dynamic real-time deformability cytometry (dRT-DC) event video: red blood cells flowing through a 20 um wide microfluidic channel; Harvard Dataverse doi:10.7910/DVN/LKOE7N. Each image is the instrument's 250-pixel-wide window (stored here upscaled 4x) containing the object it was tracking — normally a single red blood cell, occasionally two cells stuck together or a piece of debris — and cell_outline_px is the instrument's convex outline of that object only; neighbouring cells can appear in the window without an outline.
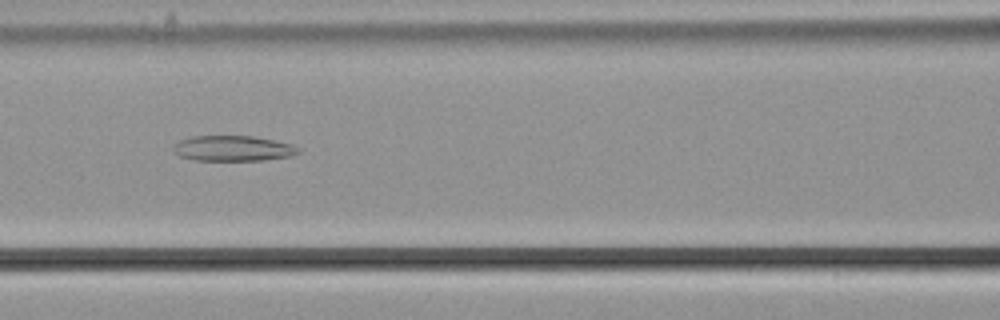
{"species": "common noctule bat (a hibernating species)", "species_latin": "Nyctalus noctula", "temperature_condition": "cold", "stored_images_in_passage": 55, "camera_frame_rate_fps": 3000, "um_per_image_px": 0.085, "animal": {"sex": "male", "body_mass_g": 21.5, "forearm_length_mm": 52.0}, "frame": {"image": 1, "passage_image": 24, "time_ms": 7.667, "image_size_px": [1000, 320], "cell_outline_px": [[300, 152], [292, 156], [260, 160], [196, 160], [180, 156], [176, 152], [176, 144], [180, 140], [192, 136], [252, 136], [292, 144], [300, 148]], "centroid_in_image_um": [19.86, 12.61], "position_along_channel_um": 146.7, "area_um2": 18.21}}
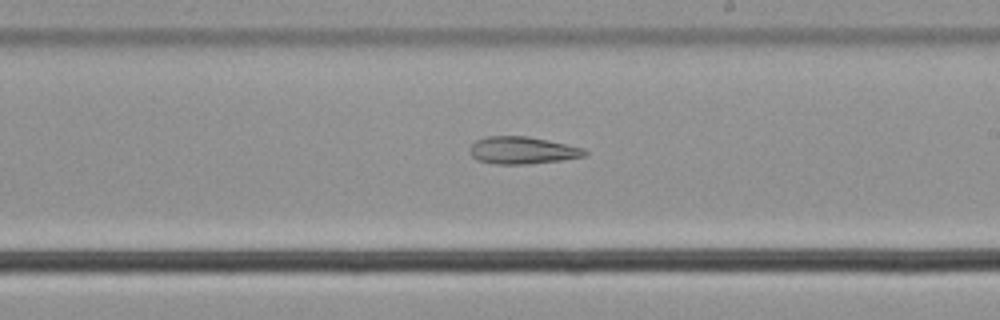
{"frame": {"image": 2, "passage_image": 32, "time_ms": 10.333, "image_size_px": [1000, 320], "cell_outline_px": [[588, 156], [560, 160], [528, 164], [496, 164], [476, 160], [472, 156], [468, 148], [476, 140], [488, 136], [528, 136], [548, 140], [584, 148], [588, 152]], "centroid_in_image_um": [44.4, 12.78], "position_along_channel_um": 244.6, "area_um2": 18.38}}
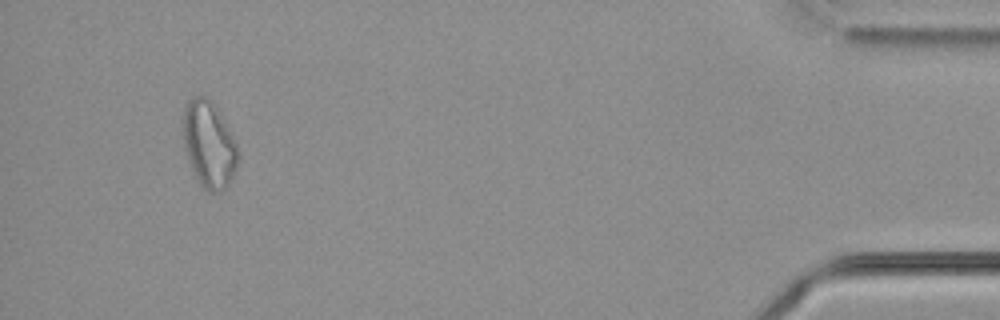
{"frame": {"image": 3, "passage_image": 52, "time_ms": 17.0, "image_size_px": [1000, 320], "cell_outline_px": [[236, 168], [228, 184], [220, 192], [208, 192], [200, 184], [196, 176], [188, 156], [184, 144], [180, 124], [184, 108], [188, 100], [192, 96], [204, 96], [216, 108], [224, 120], [236, 144]], "centroid_in_image_um": [17.71, 12.25], "position_along_channel_um": 417.5, "area_um2": 27.17}}